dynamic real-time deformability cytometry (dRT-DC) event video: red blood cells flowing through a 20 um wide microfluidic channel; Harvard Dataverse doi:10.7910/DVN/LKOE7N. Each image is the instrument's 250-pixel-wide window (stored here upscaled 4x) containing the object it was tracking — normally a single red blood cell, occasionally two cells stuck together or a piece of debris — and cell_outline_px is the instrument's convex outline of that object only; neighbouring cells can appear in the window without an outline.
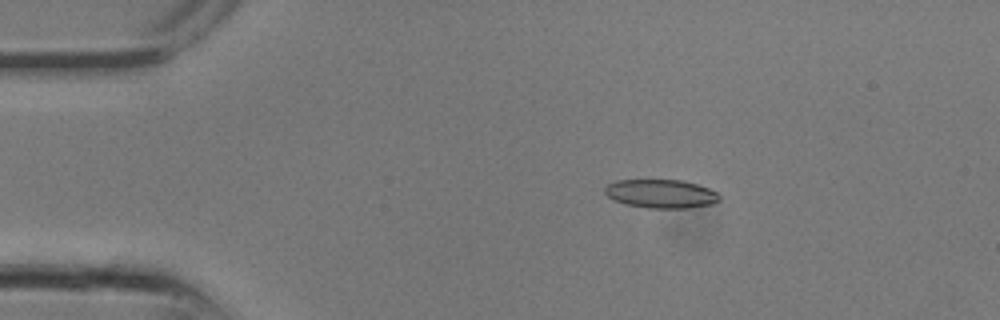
{"species": "common noctule bat (a hibernating species)", "species_latin": "Nyctalus noctula", "temperature_condition": "room temperature", "stored_images_in_passage": 11, "camera_frame_rate_fps": 3000, "um_per_image_px": 0.085, "animal": {"sex": "male", "body_mass_g": 13.3}, "frame": {"image": 1, "passage_image": 3, "time_ms": 0.667, "image_size_px": [1000, 320], "cell_outline_px": [[720, 200], [712, 204], [688, 208], [648, 208], [628, 204], [612, 200], [604, 192], [604, 188], [608, 184], [616, 180], [684, 180], [708, 188], [716, 192], [720, 196]], "centroid_in_image_um": [56.18, 16.47], "position_along_channel_um": 28.8, "area_um2": 19.13}}
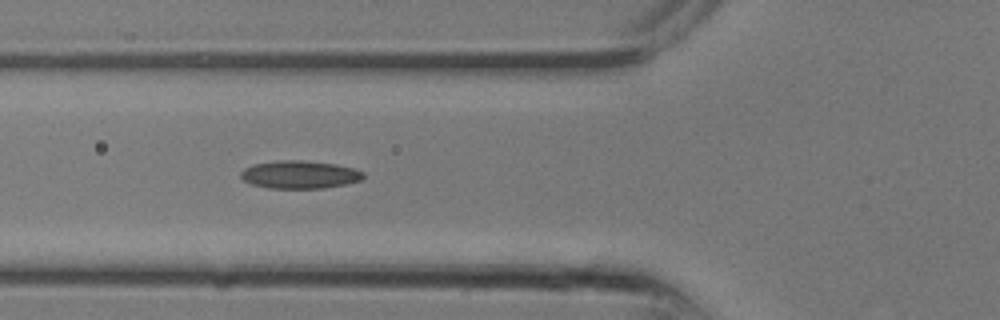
{"frame": {"image": 2, "passage_image": 8, "time_ms": 2.333, "image_size_px": [1000, 320], "cell_outline_px": [[364, 176], [360, 180], [344, 184], [324, 188], [268, 188], [252, 184], [244, 180], [240, 176], [240, 172], [244, 168], [252, 164], [280, 160], [300, 160], [336, 164], [352, 168], [364, 172]], "centroid_in_image_um": [25.44, 14.83], "position_along_channel_um": 100.4, "area_um2": 19.83}}
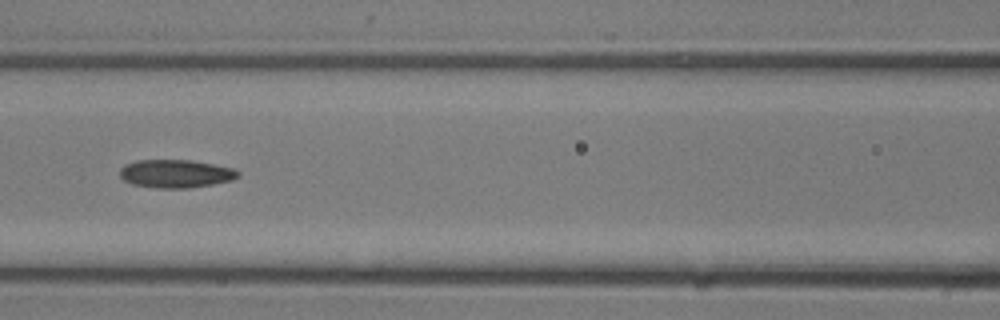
{"frame": {"image": 3, "passage_image": 10, "time_ms": 3.0, "image_size_px": [1000, 320], "cell_outline_px": [[240, 176], [232, 180], [212, 184], [188, 188], [156, 188], [132, 184], [124, 180], [120, 176], [120, 168], [124, 164], [136, 160], [192, 160], [216, 164], [236, 168], [240, 172]], "centroid_in_image_um": [14.96, 14.75], "position_along_channel_um": 151.6, "area_um2": 19.65}}